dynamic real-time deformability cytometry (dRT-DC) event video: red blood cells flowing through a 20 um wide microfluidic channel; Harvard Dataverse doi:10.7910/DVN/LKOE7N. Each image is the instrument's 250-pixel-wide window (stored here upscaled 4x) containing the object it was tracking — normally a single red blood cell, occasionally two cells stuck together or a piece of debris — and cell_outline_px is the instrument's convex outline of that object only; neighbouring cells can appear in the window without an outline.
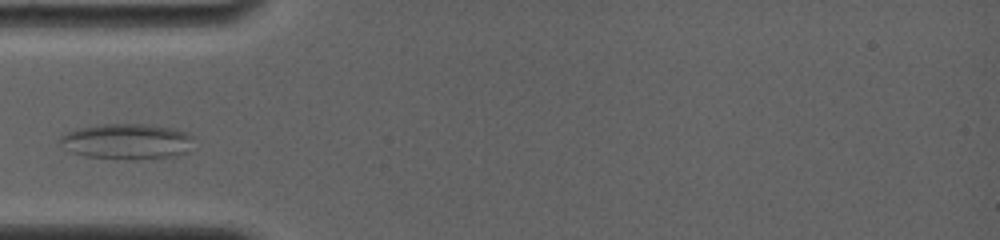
{"species": "common noctule bat (a hibernating species)", "species_latin": "Nyctalus noctula", "temperature_condition": "room temperature", "stored_images_in_passage": 12, "camera_frame_rate_fps": 4000, "um_per_image_px": 0.085, "animal": {"sex": "female", "body_mass_g": 19.0, "forearm_length_mm": 56.7}, "frame": {"image": 1, "passage_image": 3, "time_ms": 1.25, "image_size_px": [1000, 240], "cell_outline_px": [[196, 136], [188, 152], [172, 156], [136, 160], [88, 156], [72, 152], [60, 140], [60, 136], [76, 128], [104, 124], [148, 124], [176, 128], [188, 132]], "centroid_in_image_um": [10.9, 12.01], "position_along_channel_um": 74.1, "area_um2": 27.8}}
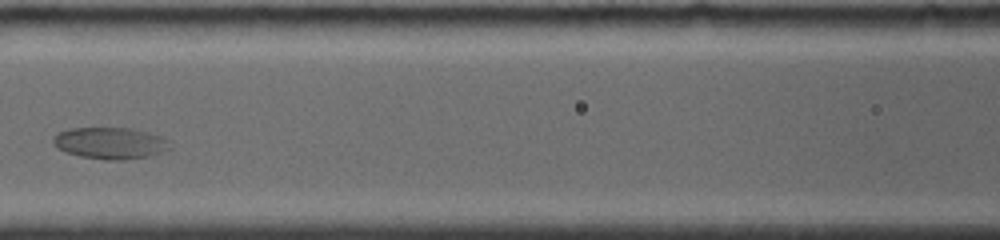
{"frame": {"image": 2, "passage_image": 7, "time_ms": 3.5, "image_size_px": [1000, 240], "cell_outline_px": [[172, 148], [148, 156], [124, 160], [104, 160], [80, 156], [64, 152], [56, 148], [52, 140], [60, 132], [68, 128], [132, 128], [148, 132], [160, 136], [168, 140]], "centroid_in_image_um": [9.36, 12.17], "position_along_channel_um": 157.2, "area_um2": 21.56}}
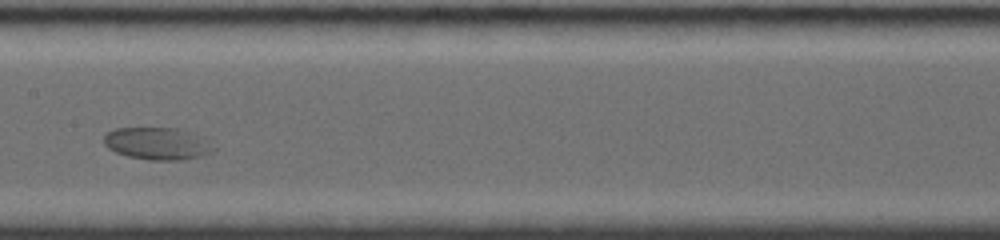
{"frame": {"image": 3, "passage_image": 9, "time_ms": 4.5, "image_size_px": [1000, 240], "cell_outline_px": [[216, 148], [200, 156], [180, 160], [148, 160], [128, 156], [116, 152], [108, 148], [104, 144], [104, 136], [108, 132], [116, 128], [176, 128], [204, 136]], "centroid_in_image_um": [13.38, 12.2], "position_along_channel_um": 194.0, "area_um2": 20.58}}